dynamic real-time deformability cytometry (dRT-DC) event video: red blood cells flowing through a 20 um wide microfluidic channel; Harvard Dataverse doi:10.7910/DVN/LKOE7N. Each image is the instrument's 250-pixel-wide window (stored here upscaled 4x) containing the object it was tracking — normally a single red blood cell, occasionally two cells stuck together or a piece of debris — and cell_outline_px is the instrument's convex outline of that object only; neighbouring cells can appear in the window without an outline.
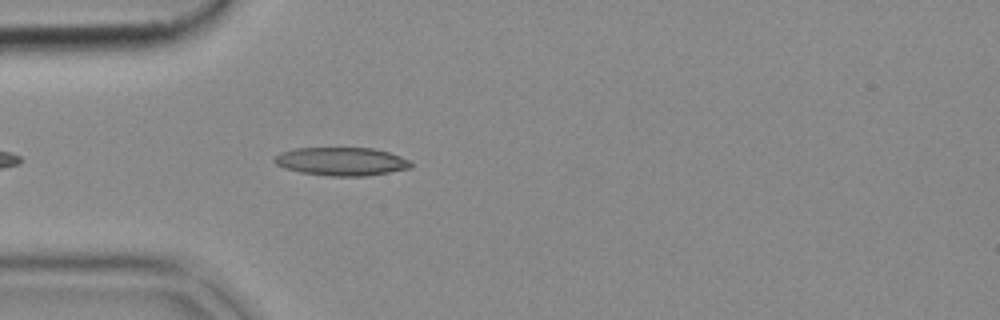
{"species": "common noctule bat (a hibernating species)", "species_latin": "Nyctalus noctula", "temperature_condition": "cold", "stored_images_in_passage": 10, "camera_frame_rate_fps": 3000, "um_per_image_px": 0.085, "animal": {"sex": "female", "body_mass_g": 18.4}, "frame": {"image": 1, "passage_image": 5, "time_ms": 1.333, "image_size_px": [1000, 320], "cell_outline_px": [[412, 168], [364, 176], [328, 176], [300, 172], [284, 168], [276, 164], [272, 160], [280, 152], [296, 148], [372, 148], [388, 152], [400, 156], [408, 160], [412, 164]], "centroid_in_image_um": [29.0, 13.72], "position_along_channel_um": 56.0, "area_um2": 22.43}}